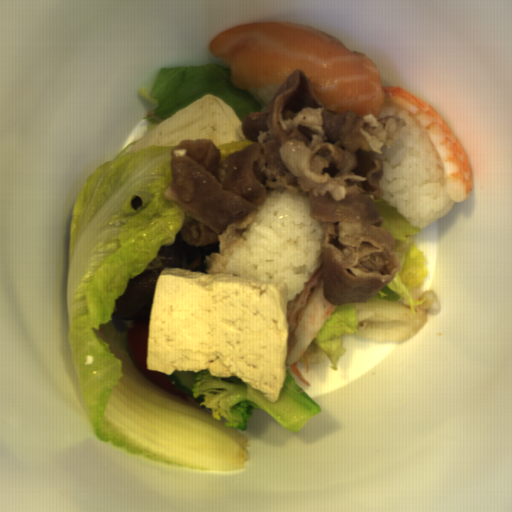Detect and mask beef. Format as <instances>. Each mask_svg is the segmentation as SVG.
Listing matches in <instances>:
<instances>
[{"label":"beef","instance_id":"obj_1","mask_svg":"<svg viewBox=\"0 0 512 512\" xmlns=\"http://www.w3.org/2000/svg\"><path fill=\"white\" fill-rule=\"evenodd\" d=\"M406 126L394 114L377 119L330 110L296 68L265 112L244 117L242 134L253 142L241 150L221 161L211 139L179 141L163 195L192 220L179 232L182 241L198 248L219 243V253L205 258V274L222 273L271 188L305 195L310 215L326 230L325 299L336 307L368 302L402 270L375 201L384 194L383 147L390 149Z\"/></svg>","mask_w":512,"mask_h":512}]
</instances>
